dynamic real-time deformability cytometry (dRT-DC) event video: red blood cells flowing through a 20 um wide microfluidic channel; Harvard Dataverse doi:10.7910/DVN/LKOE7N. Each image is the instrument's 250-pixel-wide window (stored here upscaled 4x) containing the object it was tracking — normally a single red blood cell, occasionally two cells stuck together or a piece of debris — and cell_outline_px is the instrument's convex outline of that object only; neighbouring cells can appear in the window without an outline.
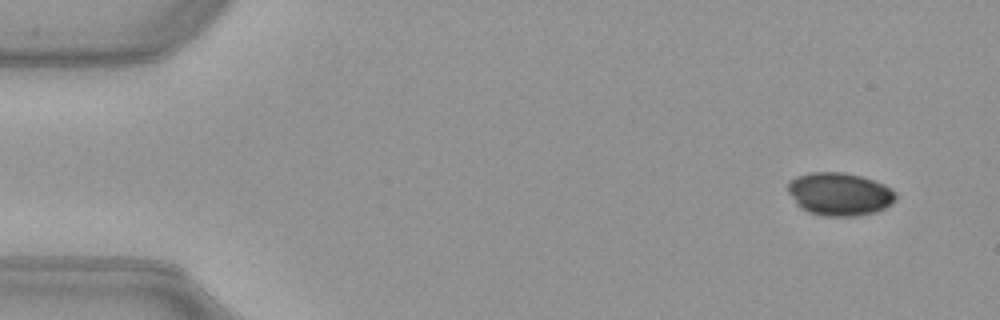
{"species": "common noctule bat (a hibernating species)", "species_latin": "Nyctalus noctula", "temperature_condition": "warm", "stored_images_in_passage": 11, "camera_frame_rate_fps": 3000, "um_per_image_px": 0.085, "animal": {"sex": "female", "body_mass_g": 21.9}, "frame": {"image": 1, "passage_image": 1, "time_ms": 0.0, "image_size_px": [1000, 320], "cell_outline_px": [[896, 200], [892, 204], [876, 212], [856, 216], [824, 216], [808, 212], [800, 208], [796, 204], [788, 192], [788, 180], [796, 176], [812, 172], [844, 172], [860, 176], [884, 184], [892, 188], [896, 192]], "centroid_in_image_um": [71.36, 16.5], "position_along_channel_um": 13.6, "area_um2": 27.28}}